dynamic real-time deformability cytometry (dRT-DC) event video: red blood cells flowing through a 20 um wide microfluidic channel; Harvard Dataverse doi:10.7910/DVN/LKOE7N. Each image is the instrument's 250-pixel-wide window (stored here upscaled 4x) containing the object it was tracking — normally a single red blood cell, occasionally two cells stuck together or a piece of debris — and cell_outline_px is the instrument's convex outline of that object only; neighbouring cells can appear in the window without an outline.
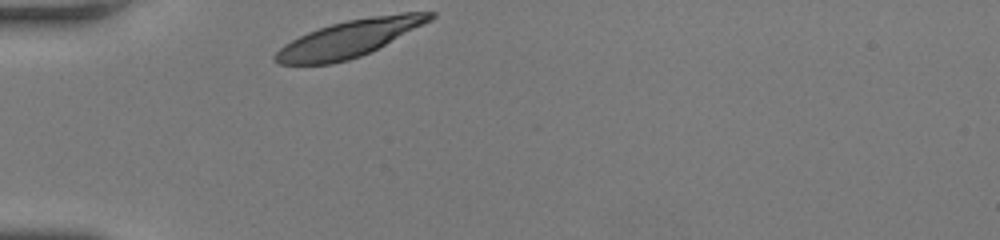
{"species": "human", "species_latin": "Homo sapiens", "temperature_condition": "room temperature", "stored_images_in_passage": 30, "camera_frame_rate_fps": 3000, "um_per_image_px": 0.085, "donor": {"sex": "female"}, "frame": {"image": 1, "passage_image": 1, "time_ms": 0.0, "image_size_px": [1000, 240], "cell_outline_px": [[436, 16], [432, 20], [360, 56], [348, 60], [332, 64], [280, 64], [272, 60], [272, 56], [284, 44], [308, 32], [332, 24], [348, 20], [372, 16], [404, 12], [436, 12]], "centroid_in_image_um": [29.67, 3.27], "position_along_channel_um": 55.3, "area_um2": 32.66}}
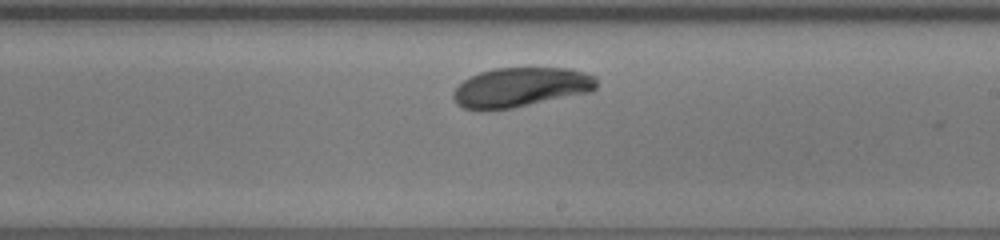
{"frame": {"image": 2, "passage_image": 18, "time_ms": 5.667, "image_size_px": [1000, 240], "cell_outline_px": [[596, 88], [588, 92], [512, 108], [480, 112], [464, 108], [456, 104], [452, 100], [452, 92], [464, 80], [480, 72], [496, 68], [568, 68], [588, 72], [596, 76]], "centroid_in_image_um": [44.22, 7.43], "position_along_channel_um": 244.8, "area_um2": 33.23}}
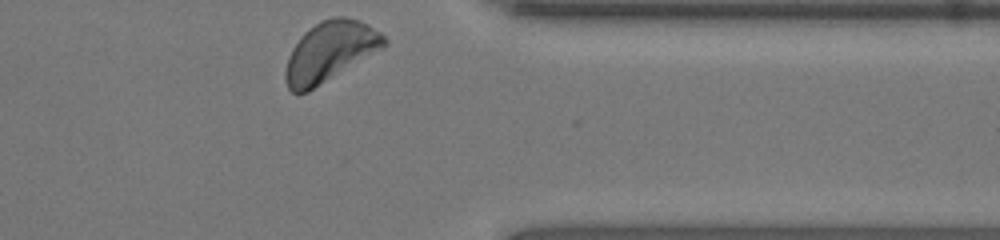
{"frame": {"image": 3, "passage_image": 30, "time_ms": 9.667, "image_size_px": [1000, 240], "cell_outline_px": [[388, 44], [384, 48], [308, 92], [292, 92], [288, 88], [284, 80], [284, 72], [288, 56], [292, 48], [304, 32], [308, 28], [320, 20], [332, 16], [344, 16], [368, 24], [380, 32], [388, 40]], "centroid_in_image_um": [28.04, 4.38], "position_along_channel_um": 383.4, "area_um2": 34.74}, "authors_computed_cell_mechanics": {"area_um2": 33.3506, "velocity_mm_per_s": 3.6131, "shape_relaxation_time_tau1_ms": 3.3937, "shape_relaxation_time_tau2_ms": null, "deformation_change_tau1": 0.1187, "deformation_change_tau2": null}}